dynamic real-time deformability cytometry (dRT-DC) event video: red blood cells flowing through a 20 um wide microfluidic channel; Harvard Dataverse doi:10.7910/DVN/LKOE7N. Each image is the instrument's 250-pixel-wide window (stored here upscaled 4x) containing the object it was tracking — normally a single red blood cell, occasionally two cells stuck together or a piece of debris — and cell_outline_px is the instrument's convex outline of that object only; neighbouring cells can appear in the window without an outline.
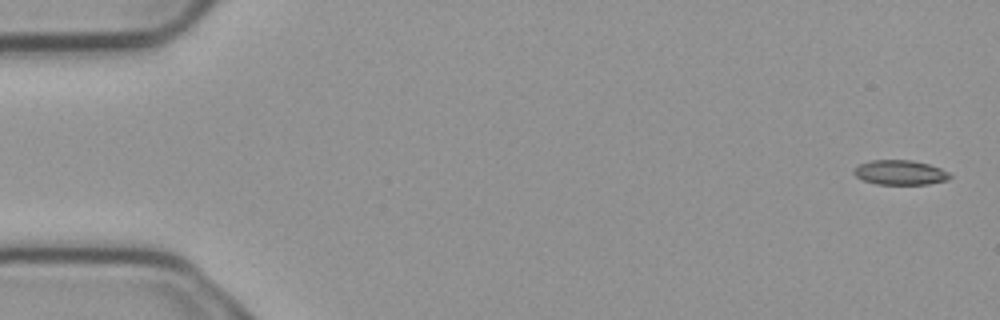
{"species": "common noctule bat (a hibernating species)", "species_latin": "Nyctalus noctula", "temperature_condition": "cold", "stored_images_in_passage": 5, "segment_of_instrument_passage": [2, 2], "camera_frame_rate_fps": 3000, "um_per_image_px": 0.085, "animal": {"sex": "male", "body_mass_g": 23.1, "forearm_length_mm": 52.7}, "frame": {"image": 1, "passage_image": 5, "time_ms": 1.333, "image_size_px": [1000, 320], "cell_outline_px": [[952, 176], [948, 180], [928, 184], [876, 184], [864, 180], [856, 176], [852, 172], [860, 164], [872, 160], [912, 160], [928, 164], [940, 168], [948, 172]], "centroid_in_image_um": [76.53, 14.66], "position_along_channel_um": 8.5, "area_um2": 13.7}}